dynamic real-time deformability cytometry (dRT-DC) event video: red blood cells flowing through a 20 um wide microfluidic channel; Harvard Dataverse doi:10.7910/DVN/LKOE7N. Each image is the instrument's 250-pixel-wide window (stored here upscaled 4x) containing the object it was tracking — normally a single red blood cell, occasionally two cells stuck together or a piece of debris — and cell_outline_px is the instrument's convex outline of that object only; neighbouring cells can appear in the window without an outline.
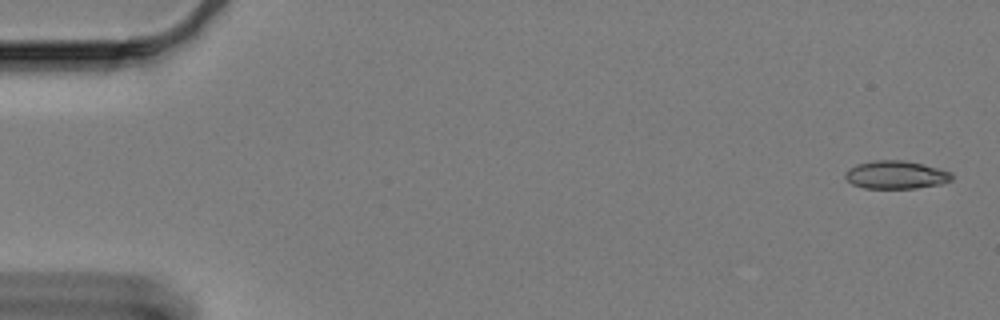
{"species": "Egyptian fruit bat (a non-hibernating species)", "species_latin": "Rousettus aegyptiacus", "temperature_condition": "cold", "stored_images_in_passage": 61, "camera_frame_rate_fps": 3000, "um_per_image_px": 0.085, "animal": {"sex": "female"}, "frame": {"image": 1, "passage_image": 2, "time_ms": 0.333, "image_size_px": [1000, 320], "cell_outline_px": [[952, 180], [940, 184], [916, 188], [864, 188], [852, 184], [844, 176], [844, 172], [848, 168], [856, 164], [872, 160], [904, 160], [952, 172]], "centroid_in_image_um": [76.11, 14.86], "position_along_channel_um": 8.9, "area_um2": 17.4}}
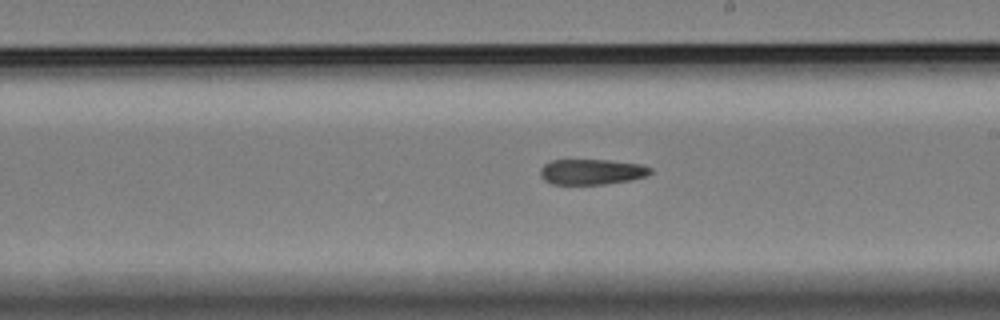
{"frame": {"image": 2, "passage_image": 35, "time_ms": 11.333, "image_size_px": [1000, 320], "cell_outline_px": [[652, 172], [648, 176], [632, 180], [604, 184], [552, 184], [544, 180], [540, 176], [540, 168], [544, 164], [552, 160], [608, 160], [640, 164], [652, 168]], "centroid_in_image_um": [50.3, 14.6], "position_along_channel_um": 238.7, "area_um2": 16.47}}
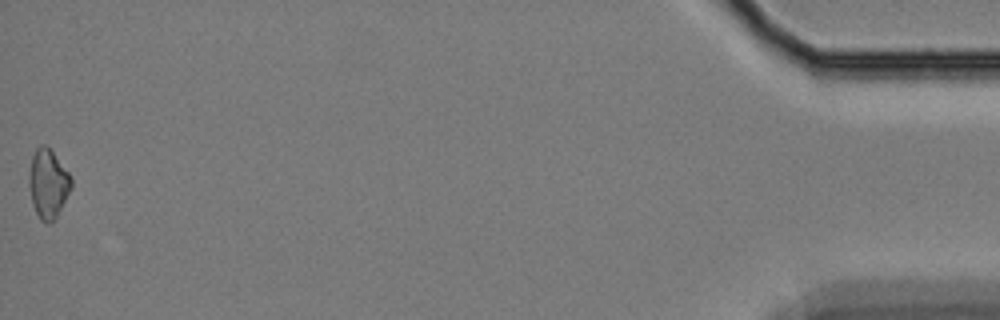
{"frame": {"image": 3, "passage_image": 61, "time_ms": 20.0, "image_size_px": [1000, 320], "cell_outline_px": [[72, 188], [56, 216], [48, 224], [40, 220], [32, 204], [28, 184], [28, 176], [32, 156], [36, 148], [40, 144], [44, 144], [52, 152], [68, 172], [72, 180]], "centroid_in_image_um": [4.06, 15.61], "position_along_channel_um": 431.1, "area_um2": 16.82}, "authors_computed_cell_mechanics": {"area_um2": 17.2822, "velocity_mm_per_s": 3.2852, "shape_relaxation_time_tau1_ms": null, "shape_relaxation_time_tau2_ms": 10.1742, "deformation_change_tau1": null, "deformation_change_tau2": 0.1651}}